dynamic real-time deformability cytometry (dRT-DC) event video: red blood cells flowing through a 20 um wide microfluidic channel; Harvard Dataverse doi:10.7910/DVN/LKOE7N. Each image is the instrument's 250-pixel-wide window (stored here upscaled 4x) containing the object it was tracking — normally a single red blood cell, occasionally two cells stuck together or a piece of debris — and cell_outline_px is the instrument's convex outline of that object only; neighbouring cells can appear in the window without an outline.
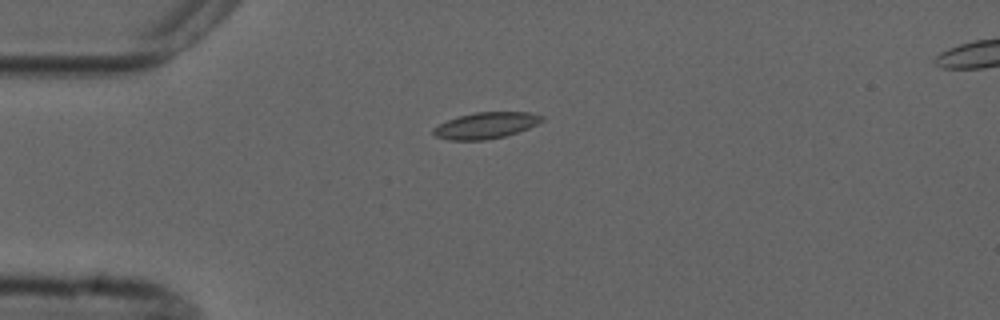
{"species": "common noctule bat (a hibernating species)", "species_latin": "Nyctalus noctula", "temperature_condition": "cold", "stored_images_in_passage": 7, "camera_frame_rate_fps": 3000, "um_per_image_px": 0.085, "animal": {"sex": "male", "forearm_length_mm": 52.5}, "frame": {"image": 1, "passage_image": 2, "time_ms": 1.667, "image_size_px": [1000, 320], "cell_outline_px": [[544, 120], [528, 128], [504, 136], [484, 140], [448, 140], [436, 136], [432, 132], [432, 128], [448, 120], [460, 116], [476, 112], [532, 112], [544, 116]], "centroid_in_image_um": [41.3, 10.66], "position_along_channel_um": 43.7, "area_um2": 16.47}}
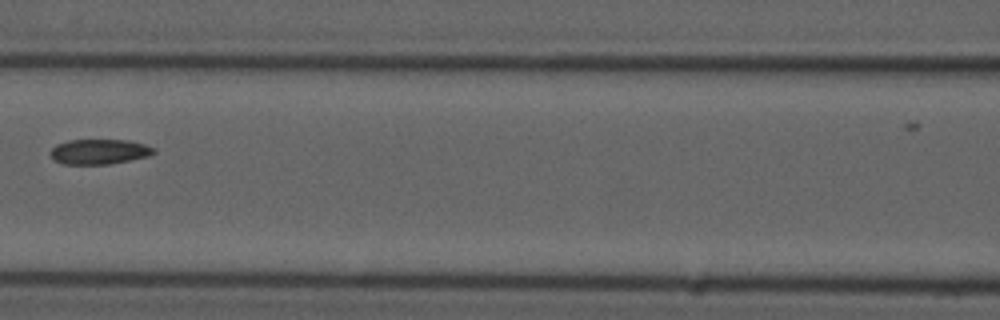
{"frame": {"image": 2, "passage_image": 5, "time_ms": 5.333, "image_size_px": [1000, 320], "cell_outline_px": [[156, 152], [152, 156], [108, 164], [64, 164], [56, 160], [48, 152], [56, 144], [68, 140], [128, 140], [144, 144], [156, 148]], "centroid_in_image_um": [8.48, 12.89], "position_along_channel_um": 158.1, "area_um2": 15.2}}
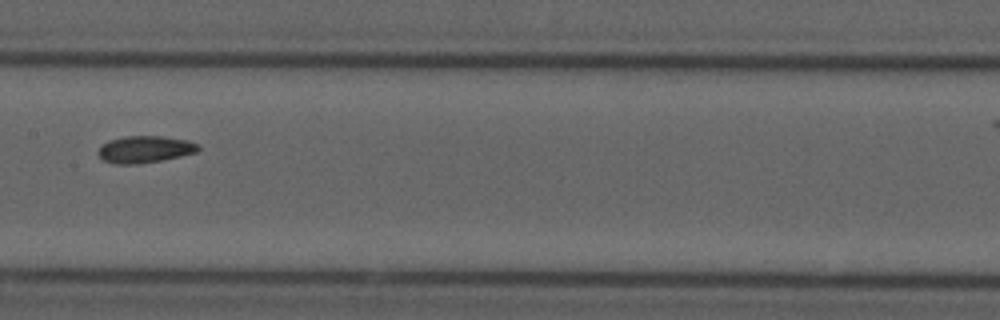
{"frame": {"image": 3, "passage_image": 6, "time_ms": 6.333, "image_size_px": [1000, 320], "cell_outline_px": [[200, 148], [196, 152], [180, 156], [160, 160], [136, 164], [116, 164], [104, 160], [96, 152], [100, 144], [108, 140], [128, 136], [160, 136], [188, 140], [196, 144]], "centroid_in_image_um": [12.26, 12.68], "position_along_channel_um": 195.1, "area_um2": 15.61}}